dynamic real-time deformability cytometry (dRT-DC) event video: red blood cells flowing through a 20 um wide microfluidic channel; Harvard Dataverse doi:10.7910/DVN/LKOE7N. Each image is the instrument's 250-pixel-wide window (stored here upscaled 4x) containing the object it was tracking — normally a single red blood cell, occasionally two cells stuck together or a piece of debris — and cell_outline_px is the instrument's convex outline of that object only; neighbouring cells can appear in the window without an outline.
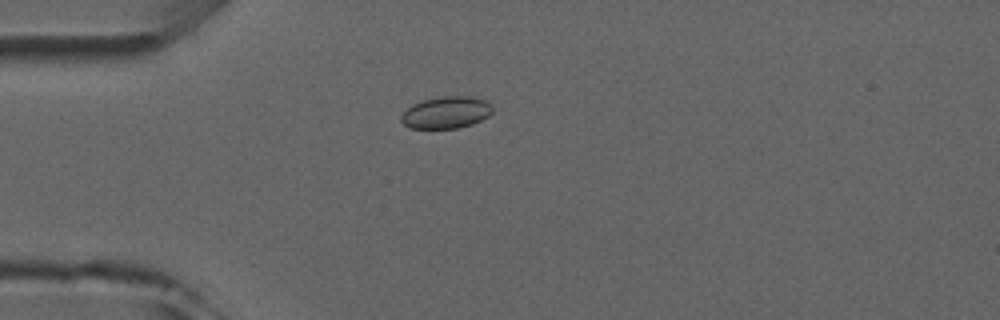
{"species": "common noctule bat (a hibernating species)", "species_latin": "Nyctalus noctula", "temperature_condition": "room temperature", "stored_images_in_passage": 1, "camera_frame_rate_fps": 3000, "um_per_image_px": 0.085, "animal": {"sex": "male", "forearm_length_mm": 52.5}, "frame": {"image": 1, "passage_image": 1, "time_ms": 0.0, "image_size_px": [1000, 320], "cell_outline_px": [[492, 112], [488, 116], [472, 124], [456, 128], [412, 128], [404, 124], [400, 120], [400, 116], [412, 104], [424, 100], [444, 96], [472, 96], [484, 100], [492, 104]], "centroid_in_image_um": [37.94, 9.55], "position_along_channel_um": 47.1, "area_um2": 16.88}}